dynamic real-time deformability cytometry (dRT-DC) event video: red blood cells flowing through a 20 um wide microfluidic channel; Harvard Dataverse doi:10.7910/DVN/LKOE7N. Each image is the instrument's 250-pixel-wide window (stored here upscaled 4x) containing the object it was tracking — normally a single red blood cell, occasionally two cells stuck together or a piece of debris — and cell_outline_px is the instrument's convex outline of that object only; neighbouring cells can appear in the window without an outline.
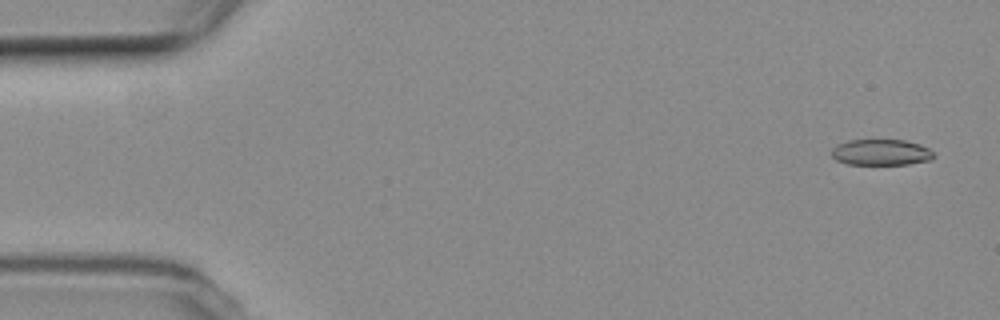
{"species": "common noctule bat (a hibernating species)", "species_latin": "Nyctalus noctula", "temperature_condition": "room temperature", "stored_images_in_passage": 55, "camera_frame_rate_fps": 3000, "um_per_image_px": 0.085, "animal": {"sex": "female", "body_mass_g": 19.3, "forearm_length_mm": 54.1}, "frame": {"image": 1, "passage_image": 3, "time_ms": 0.667, "image_size_px": [1000, 320], "cell_outline_px": [[936, 156], [932, 160], [908, 164], [848, 164], [836, 160], [832, 156], [832, 148], [836, 144], [848, 140], [904, 140], [920, 144], [928, 148]], "centroid_in_image_um": [74.9, 12.94], "position_along_channel_um": 10.1, "area_um2": 15.55}}
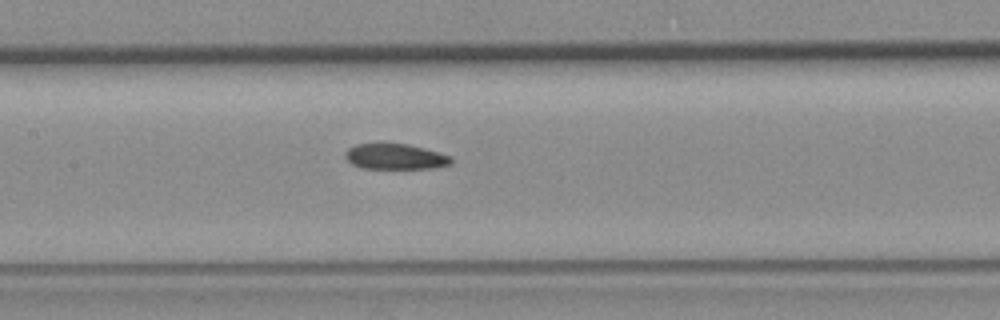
{"frame": {"image": 2, "passage_image": 26, "time_ms": 8.333, "image_size_px": [1000, 320], "cell_outline_px": [[452, 164], [432, 168], [360, 168], [352, 164], [344, 156], [344, 152], [348, 148], [356, 144], [408, 144], [424, 148], [452, 156]], "centroid_in_image_um": [33.59, 13.31], "position_along_channel_um": 173.8, "area_um2": 15.72}}
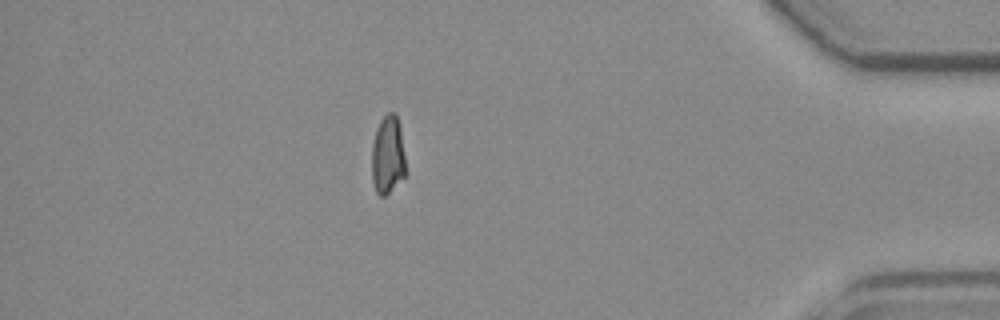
{"frame": {"image": 3, "passage_image": 48, "time_ms": 15.667, "image_size_px": [1000, 320], "cell_outline_px": [[404, 176], [384, 196], [380, 196], [376, 192], [372, 180], [372, 144], [376, 128], [380, 120], [388, 112], [396, 112], [400, 128], [404, 156]], "centroid_in_image_um": [32.93, 13.14], "position_along_channel_um": 402.3, "area_um2": 15.26}, "authors_computed_cell_mechanics": {"area_um2": 16.1262, "velocity_mm_per_s": 3.761, "shape_relaxation_time_tau1_ms": null, "shape_relaxation_time_tau2_ms": 6.5048, "deformation_change_tau1": null, "deformation_change_tau2": 0.1283}}